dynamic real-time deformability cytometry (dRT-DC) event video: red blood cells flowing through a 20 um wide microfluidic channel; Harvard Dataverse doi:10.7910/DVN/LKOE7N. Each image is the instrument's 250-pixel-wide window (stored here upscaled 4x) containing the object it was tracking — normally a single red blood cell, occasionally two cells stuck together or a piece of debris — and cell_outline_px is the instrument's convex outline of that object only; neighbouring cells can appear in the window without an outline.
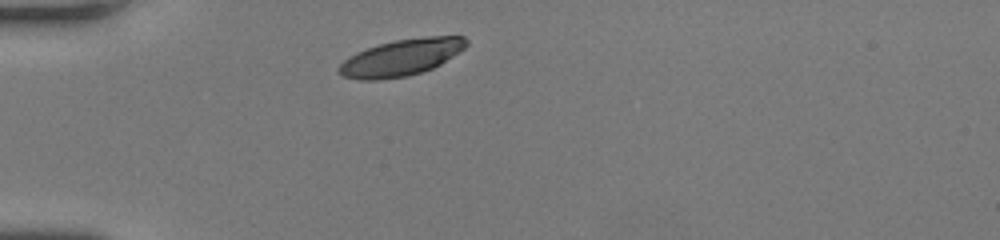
{"species": "human", "species_latin": "Homo sapiens", "temperature_condition": "room temperature", "stored_images_in_passage": 36, "camera_frame_rate_fps": 3000, "um_per_image_px": 0.085, "donor": {"sex": "female"}, "frame": {"image": 1, "passage_image": 1, "time_ms": 0.0, "image_size_px": [1000, 240], "cell_outline_px": [[468, 44], [464, 48], [440, 64], [432, 68], [408, 76], [376, 80], [360, 80], [344, 76], [336, 72], [336, 68], [348, 56], [356, 52], [380, 44], [396, 40], [424, 36], [464, 36], [468, 40]], "centroid_in_image_um": [34.08, 4.89], "position_along_channel_um": 50.9, "area_um2": 27.05}}
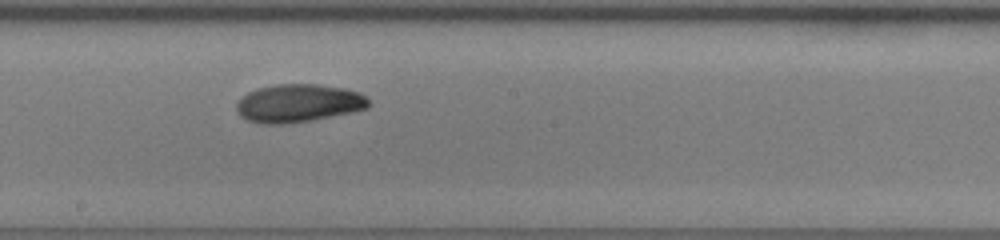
{"frame": {"image": 2, "passage_image": 15, "time_ms": 4.667, "image_size_px": [1000, 240], "cell_outline_px": [[368, 108], [308, 120], [284, 124], [264, 124], [248, 120], [240, 116], [236, 108], [236, 104], [248, 92], [256, 88], [276, 84], [316, 84], [344, 88], [360, 92], [368, 100]], "centroid_in_image_um": [25.33, 8.76], "position_along_channel_um": 222.9, "area_um2": 28.9}}
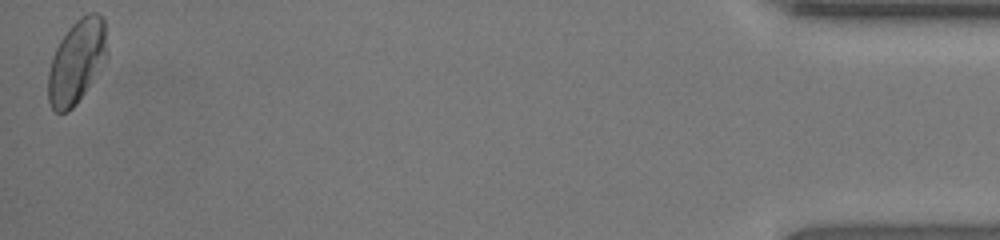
{"frame": {"image": 3, "passage_image": 36, "time_ms": 11.667, "image_size_px": [1000, 240], "cell_outline_px": [[108, 56], [104, 64], [76, 104], [68, 112], [56, 112], [52, 108], [48, 100], [48, 72], [52, 56], [60, 40], [68, 28], [80, 16], [88, 12], [96, 12], [104, 20], [108, 52]], "centroid_in_image_um": [6.53, 5.21], "position_along_channel_um": 428.7, "area_um2": 28.9}, "authors_computed_cell_mechanics": {"area_um2": 28.5532, "velocity_mm_per_s": 4.2278, "shape_relaxation_time_tau1_ms": 7.4955, "shape_relaxation_time_tau2_ms": 3.7323, "deformation_change_tau1": 0.2032, "deformation_change_tau2": 0.069}}